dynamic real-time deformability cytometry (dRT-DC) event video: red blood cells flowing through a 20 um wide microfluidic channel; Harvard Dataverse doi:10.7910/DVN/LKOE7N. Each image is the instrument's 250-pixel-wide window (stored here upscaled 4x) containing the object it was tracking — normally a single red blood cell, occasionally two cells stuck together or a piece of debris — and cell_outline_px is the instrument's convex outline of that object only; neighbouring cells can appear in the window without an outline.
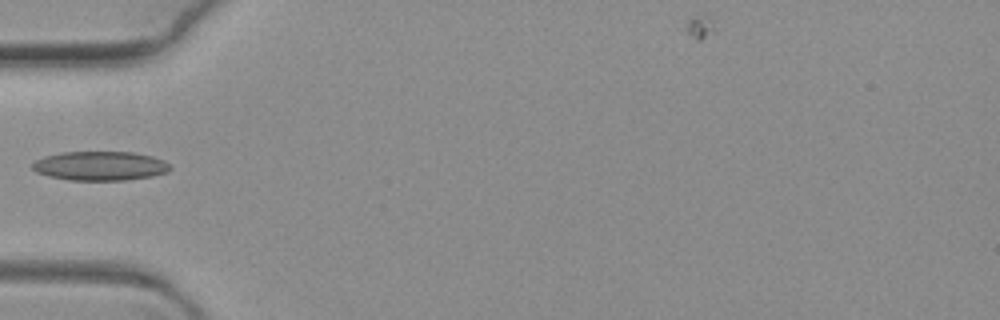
{"species": "common noctule bat (a hibernating species)", "species_latin": "Nyctalus noctula", "temperature_condition": "warm", "stored_images_in_passage": 7, "camera_frame_rate_fps": 3000, "um_per_image_px": 0.085, "animal": {"sex": "female", "body_mass_g": 19.3, "forearm_length_mm": 54.1}, "frame": {"image": 1, "passage_image": 6, "time_ms": 1.667, "image_size_px": [1000, 320], "cell_outline_px": [[172, 168], [168, 172], [152, 176], [124, 180], [68, 180], [48, 176], [36, 172], [32, 168], [32, 164], [36, 160], [44, 156], [60, 152], [132, 152], [152, 156], [164, 160]], "centroid_in_image_um": [8.5, 14.1], "position_along_channel_um": 76.5, "area_um2": 23.47}}